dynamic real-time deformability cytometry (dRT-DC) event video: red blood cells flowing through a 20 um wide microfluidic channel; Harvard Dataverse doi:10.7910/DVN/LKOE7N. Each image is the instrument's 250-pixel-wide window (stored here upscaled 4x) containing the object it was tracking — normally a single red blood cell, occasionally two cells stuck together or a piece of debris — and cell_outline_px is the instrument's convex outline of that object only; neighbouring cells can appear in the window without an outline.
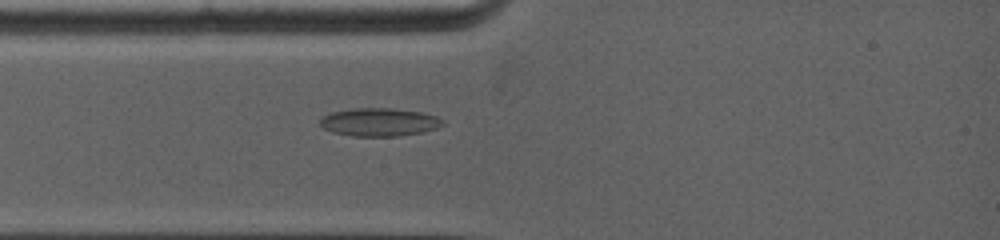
{"species": "common noctule bat (a hibernating species)", "species_latin": "Nyctalus noctula", "temperature_condition": "warm", "stored_images_in_passage": 39, "camera_frame_rate_fps": 5000, "um_per_image_px": 0.085, "animal": {"sex": "female", "body_mass_g": 19.0, "forearm_length_mm": 53.3}, "frame": {"image": 1, "passage_image": 7, "time_ms": 2.2, "image_size_px": [1000, 240], "cell_outline_px": [[444, 124], [436, 128], [424, 132], [400, 136], [352, 136], [332, 132], [324, 128], [320, 124], [320, 116], [332, 112], [352, 108], [392, 108], [420, 112], [436, 116], [444, 120]], "centroid_in_image_um": [32.23, 10.38], "position_along_channel_um": 52.8, "area_um2": 20.23}}
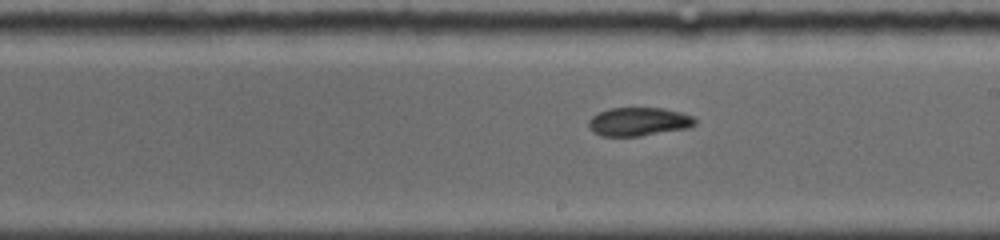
{"frame": {"image": 2, "passage_image": 20, "time_ms": 6.8, "image_size_px": [1000, 240], "cell_outline_px": [[696, 124], [688, 128], [640, 136], [600, 136], [592, 132], [588, 128], [588, 120], [592, 116], [608, 108], [664, 108], [680, 112], [692, 116], [696, 120]], "centroid_in_image_um": [54.25, 10.34], "position_along_channel_um": 234.7, "area_um2": 17.8}}
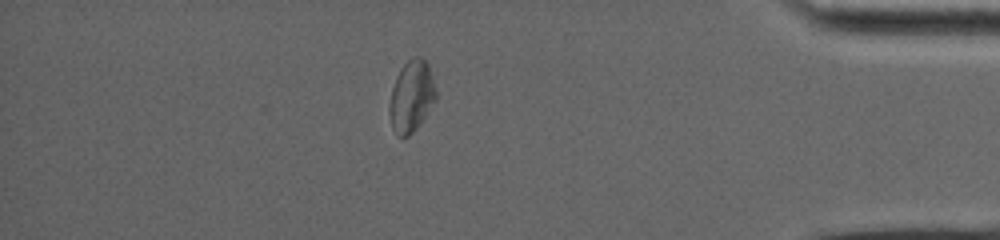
{"frame": {"image": 3, "passage_image": 34, "time_ms": 12.0, "image_size_px": [1000, 240], "cell_outline_px": [[436, 100], [416, 128], [408, 136], [396, 136], [392, 128], [388, 112], [388, 104], [392, 88], [396, 76], [400, 68], [412, 56], [420, 56], [428, 64], [436, 92]], "centroid_in_image_um": [34.94, 8.18], "position_along_channel_um": 400.3, "area_um2": 19.36}, "authors_computed_cell_mechanics": {"area_um2": 18.785, "velocity_mm_per_s": 3.9507, "shape_relaxation_time_tau1_ms": null, "shape_relaxation_time_tau2_ms": 6.9916, "deformation_change_tau1": null, "deformation_change_tau2": 0.0884}}